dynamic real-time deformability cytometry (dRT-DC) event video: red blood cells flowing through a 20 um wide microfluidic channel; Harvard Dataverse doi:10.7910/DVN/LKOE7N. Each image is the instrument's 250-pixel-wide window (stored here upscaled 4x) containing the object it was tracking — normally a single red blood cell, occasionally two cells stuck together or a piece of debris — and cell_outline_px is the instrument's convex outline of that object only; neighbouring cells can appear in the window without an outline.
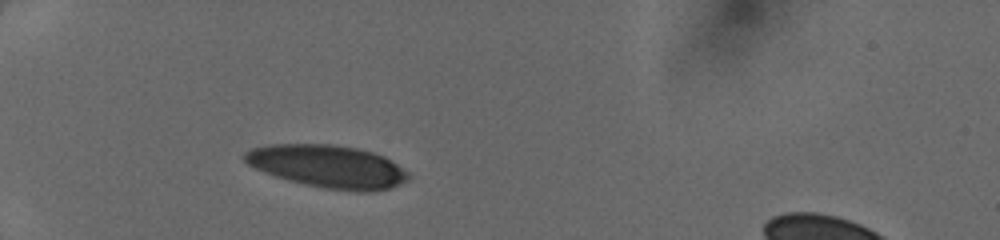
{"species": "human", "species_latin": "Homo sapiens", "temperature_condition": "cold", "stored_images_in_passage": 30, "camera_frame_rate_fps": 3000, "um_per_image_px": 0.085, "donor": {"sex": "female"}, "frame": {"image": 1, "passage_image": 1, "time_ms": 0.0, "image_size_px": [1000, 240], "cell_outline_px": [[412, 176], [408, 180], [400, 184], [388, 188], [372, 192], [356, 192], [324, 188], [304, 184], [288, 180], [264, 172], [248, 164], [244, 160], [244, 152], [252, 148], [268, 144], [332, 144], [356, 148], [372, 152], [384, 156], [408, 172]], "centroid_in_image_um": [27.88, 14.15], "position_along_channel_um": 57.1, "area_um2": 40.81}}
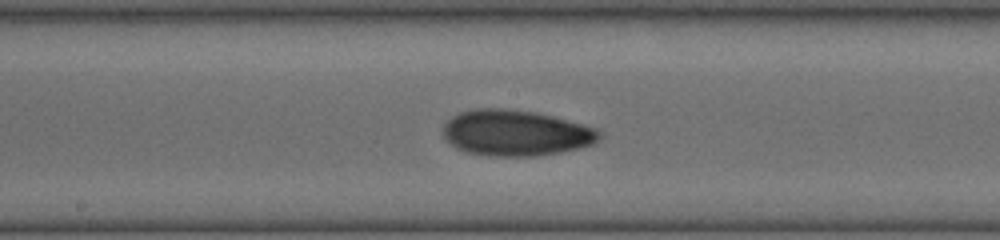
{"frame": {"image": 2, "passage_image": 13, "time_ms": 4.0, "image_size_px": [1000, 240], "cell_outline_px": [[600, 140], [592, 144], [560, 152], [536, 156], [492, 156], [468, 152], [456, 148], [444, 140], [440, 132], [444, 124], [452, 116], [460, 112], [472, 108], [504, 108], [536, 112], [600, 128]], "centroid_in_image_um": [43.8, 11.29], "position_along_channel_um": 204.4, "area_um2": 42.19}}
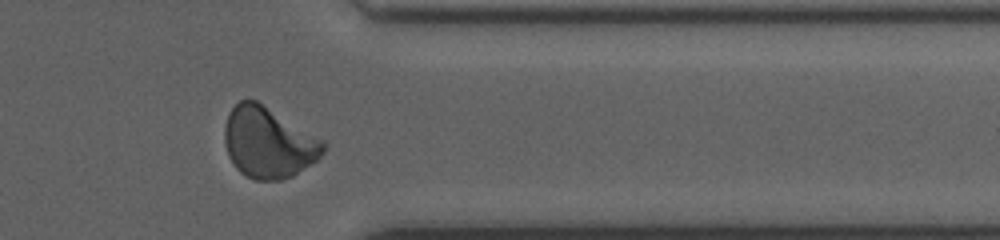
{"frame": {"image": 3, "passage_image": 26, "time_ms": 8.333, "image_size_px": [1000, 240], "cell_outline_px": [[324, 152], [312, 164], [292, 176], [280, 180], [256, 180], [240, 172], [236, 168], [228, 156], [224, 140], [224, 128], [228, 112], [240, 100], [256, 100], [324, 140]], "centroid_in_image_um": [22.79, 12.12], "position_along_channel_um": 388.6, "area_um2": 40.63}}